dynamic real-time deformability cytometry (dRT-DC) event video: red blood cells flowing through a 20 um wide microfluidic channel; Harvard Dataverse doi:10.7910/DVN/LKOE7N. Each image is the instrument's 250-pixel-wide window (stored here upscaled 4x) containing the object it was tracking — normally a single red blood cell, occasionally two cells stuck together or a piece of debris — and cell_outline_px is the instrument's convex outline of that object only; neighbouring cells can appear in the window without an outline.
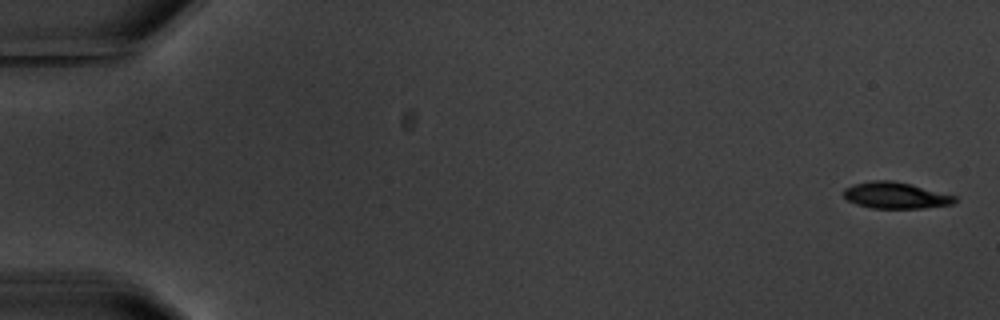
{"species": "common noctule bat (a hibernating species)", "species_latin": "Nyctalus noctula", "temperature_condition": "warm", "stored_images_in_passage": 4, "camera_frame_rate_fps": 3000, "um_per_image_px": 0.085, "animal": {"sex": "male", "body_mass_g": 20.1, "forearm_length_mm": 53.5}, "frame": {"image": 1, "passage_image": 1, "time_ms": 0.0, "image_size_px": [1000, 320], "cell_outline_px": [[956, 200], [952, 204], [924, 208], [872, 208], [856, 204], [848, 200], [844, 196], [844, 188], [856, 184], [872, 180], [892, 180], [912, 184], [956, 196]], "centroid_in_image_um": [76.13, 16.6], "position_along_channel_um": 8.9, "area_um2": 16.99}}